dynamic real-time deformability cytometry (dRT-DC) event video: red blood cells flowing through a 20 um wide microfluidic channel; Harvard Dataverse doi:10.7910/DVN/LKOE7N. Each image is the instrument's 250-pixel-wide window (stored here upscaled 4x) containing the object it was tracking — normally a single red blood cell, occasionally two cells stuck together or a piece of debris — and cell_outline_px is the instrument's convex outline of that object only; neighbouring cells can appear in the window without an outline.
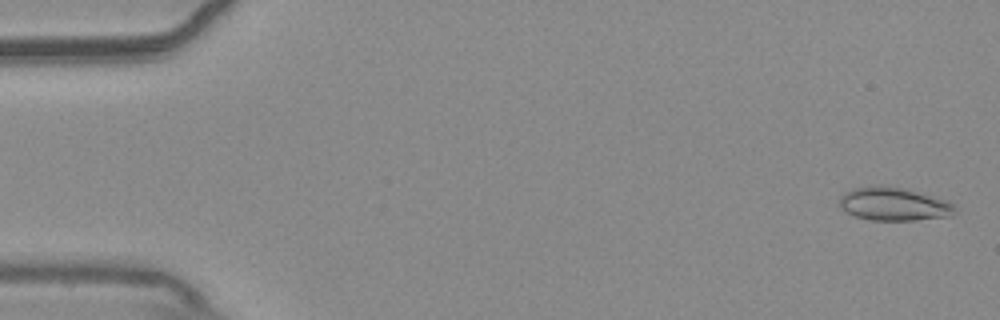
{"species": "common noctule bat (a hibernating species)", "species_latin": "Nyctalus noctula", "temperature_condition": "warm", "stored_images_in_passage": 55, "camera_frame_rate_fps": 3000, "um_per_image_px": 0.085, "animal": {"sex": "male", "body_mass_g": 20.4}, "frame": {"image": 1, "passage_image": 2, "time_ms": 0.333, "image_size_px": [1000, 320], "cell_outline_px": [[960, 212], [952, 216], [916, 220], [872, 220], [856, 216], [840, 208], [840, 196], [856, 188], [904, 188], [948, 200], [956, 204]], "centroid_in_image_um": [76.13, 17.39], "position_along_channel_um": 8.9, "area_um2": 21.96}}
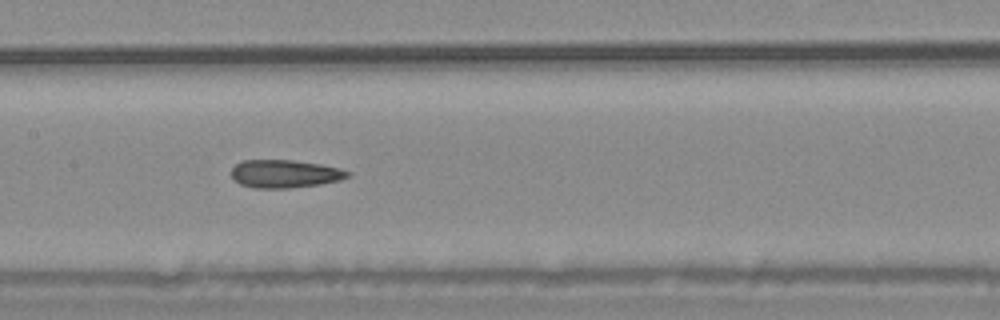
{"frame": {"image": 2, "passage_image": 27, "time_ms": 8.667, "image_size_px": [1000, 320], "cell_outline_px": [[352, 176], [340, 180], [320, 184], [288, 188], [252, 188], [240, 184], [232, 176], [232, 168], [236, 164], [244, 160], [292, 160], [320, 164], [340, 168], [352, 172]], "centroid_in_image_um": [24.25, 14.77], "position_along_channel_um": 183.1, "area_um2": 19.02}}
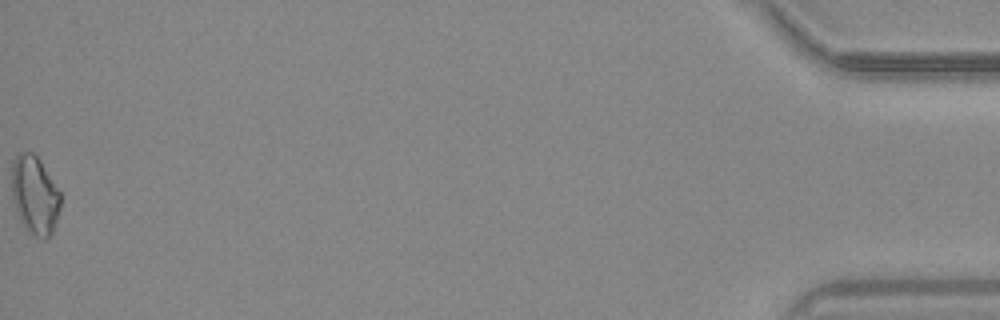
{"frame": {"image": 3, "passage_image": 55, "time_ms": 18.0, "image_size_px": [1000, 320], "cell_outline_px": [[60, 208], [52, 232], [44, 240], [28, 232], [24, 228], [16, 212], [12, 200], [12, 160], [16, 152], [32, 152], [40, 160], [60, 192]], "centroid_in_image_um": [2.92, 16.57], "position_along_channel_um": 432.3, "area_um2": 22.43}, "authors_computed_cell_mechanics": {"area_um2": 19.5364, "velocity_mm_per_s": 3.7408, "shape_relaxation_time_tau1_ms": 8.3943, "shape_relaxation_time_tau2_ms": 5.5336, "deformation_change_tau1": 0.1565, "deformation_change_tau2": 0.162}}